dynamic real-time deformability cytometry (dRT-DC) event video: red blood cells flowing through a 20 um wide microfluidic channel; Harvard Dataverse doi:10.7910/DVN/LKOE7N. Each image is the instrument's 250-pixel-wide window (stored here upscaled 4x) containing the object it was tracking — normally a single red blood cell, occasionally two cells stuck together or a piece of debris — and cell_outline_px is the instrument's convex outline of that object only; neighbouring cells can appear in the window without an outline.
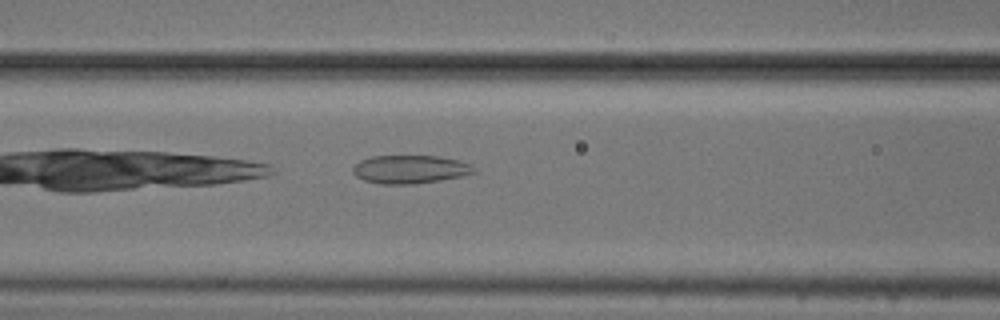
{"species": "common noctule bat (a hibernating species)", "species_latin": "Nyctalus noctula", "temperature_condition": "cold", "stored_images_in_passage": 5, "camera_frame_rate_fps": 3000, "um_per_image_px": 0.085, "animal": {"sex": "male", "body_mass_g": 20.5, "forearm_length_mm": 52.5}, "frame": {"image": 1, "passage_image": 5, "time_ms": 5.667, "image_size_px": [1000, 320], "cell_outline_px": [[476, 172], [460, 176], [440, 180], [412, 184], [380, 184], [364, 180], [356, 176], [352, 172], [352, 168], [360, 160], [372, 156], [436, 156], [456, 160], [472, 164], [476, 168]], "centroid_in_image_um": [34.84, 14.39], "position_along_channel_um": 131.8, "area_um2": 19.88}}